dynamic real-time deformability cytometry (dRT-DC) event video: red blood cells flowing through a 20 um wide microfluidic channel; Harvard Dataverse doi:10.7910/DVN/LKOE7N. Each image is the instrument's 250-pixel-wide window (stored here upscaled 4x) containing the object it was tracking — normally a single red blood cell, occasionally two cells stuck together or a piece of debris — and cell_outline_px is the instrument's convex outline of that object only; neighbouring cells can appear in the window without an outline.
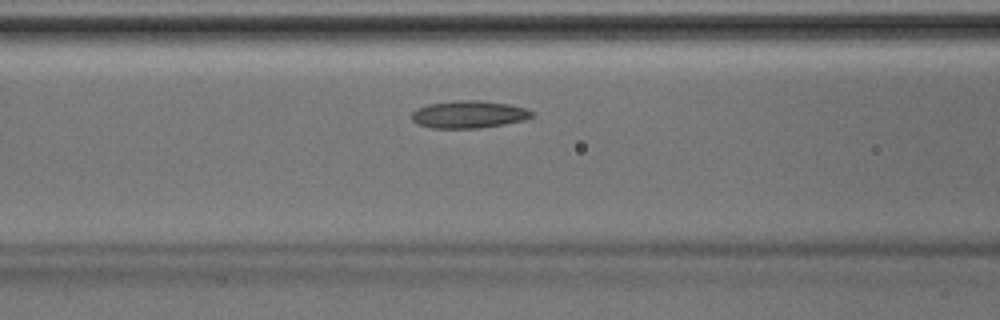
{"species": "Egyptian fruit bat (a non-hibernating species)", "species_latin": "Rousettus aegyptiacus", "temperature_condition": "room temperature", "stored_images_in_passage": 37, "camera_frame_rate_fps": 3000, "um_per_image_px": 0.085, "animal": {"sex": "male"}, "frame": {"image": 1, "passage_image": 11, "time_ms": 3.333, "image_size_px": [1000, 320], "cell_outline_px": [[532, 116], [524, 120], [504, 124], [480, 128], [432, 128], [416, 124], [412, 120], [412, 112], [416, 108], [428, 104], [452, 100], [480, 100], [512, 104], [524, 108], [532, 112]], "centroid_in_image_um": [39.81, 9.71], "position_along_channel_um": 126.8, "area_um2": 19.36}}
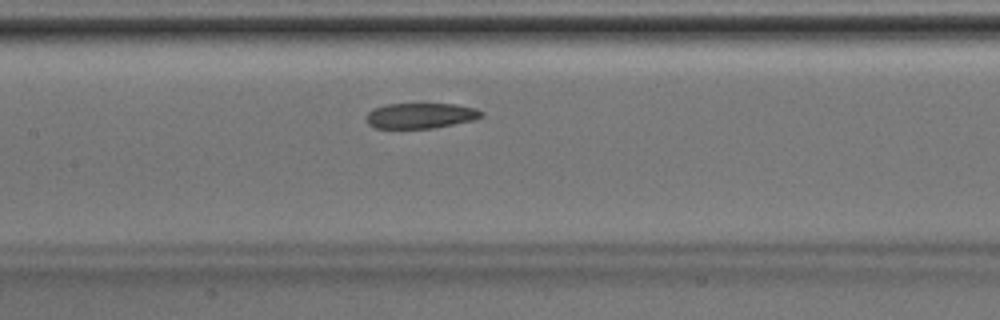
{"frame": {"image": 2, "passage_image": 14, "time_ms": 4.333, "image_size_px": [1000, 320], "cell_outline_px": [[484, 116], [472, 120], [432, 128], [376, 128], [368, 124], [364, 116], [372, 108], [384, 104], [456, 104], [476, 108], [484, 112]], "centroid_in_image_um": [35.71, 9.82], "position_along_channel_um": 171.7, "area_um2": 17.17}}
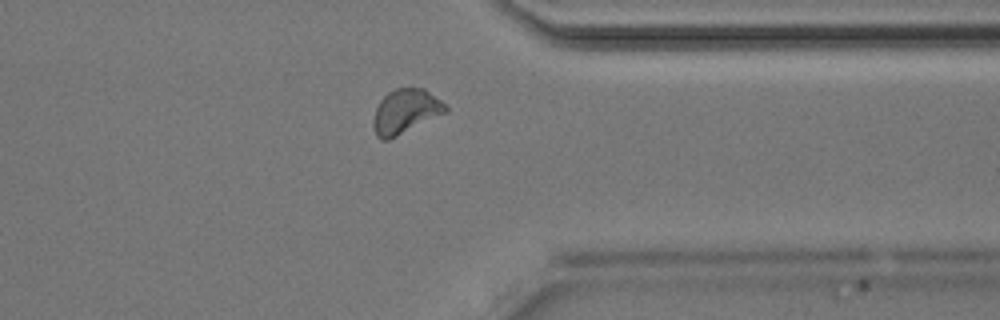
{"frame": {"image": 3, "passage_image": 28, "time_ms": 9.0, "image_size_px": [1000, 320], "cell_outline_px": [[448, 112], [388, 140], [380, 140], [376, 136], [372, 124], [372, 120], [376, 108], [380, 100], [388, 92], [396, 88], [424, 88], [440, 100], [448, 108]], "centroid_in_image_um": [34.45, 9.48], "position_along_channel_um": 377.0, "area_um2": 18.73}}